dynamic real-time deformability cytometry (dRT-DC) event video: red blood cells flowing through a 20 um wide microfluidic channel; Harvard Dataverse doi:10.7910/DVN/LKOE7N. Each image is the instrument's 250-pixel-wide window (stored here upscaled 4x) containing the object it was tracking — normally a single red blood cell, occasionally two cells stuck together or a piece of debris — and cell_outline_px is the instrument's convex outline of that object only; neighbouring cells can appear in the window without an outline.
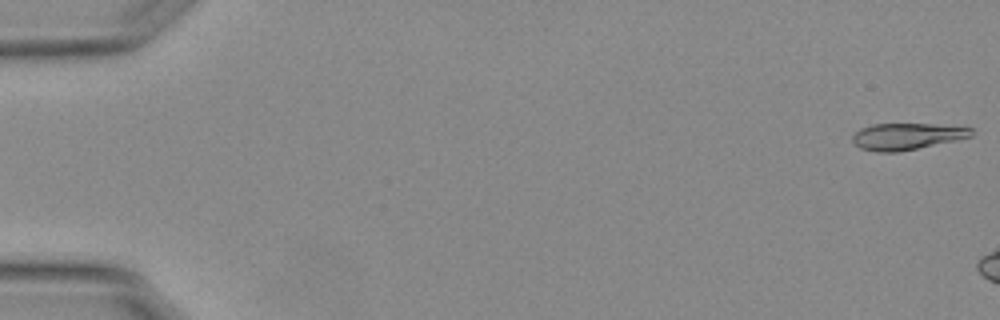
{"species": "Egyptian fruit bat (a non-hibernating species)", "species_latin": "Rousettus aegyptiacus", "temperature_condition": "warm", "stored_images_in_passage": 8, "camera_frame_rate_fps": 3000, "um_per_image_px": 0.085, "animal": {"sex": "female"}, "frame": {"image": 1, "passage_image": 1, "time_ms": 0.0, "image_size_px": [1000, 320], "cell_outline_px": [[972, 136], [956, 140], [900, 152], [880, 152], [860, 148], [852, 140], [852, 136], [860, 128], [872, 124], [928, 124], [972, 128]], "centroid_in_image_um": [77.05, 11.59], "position_along_channel_um": 8.0, "area_um2": 18.21}}